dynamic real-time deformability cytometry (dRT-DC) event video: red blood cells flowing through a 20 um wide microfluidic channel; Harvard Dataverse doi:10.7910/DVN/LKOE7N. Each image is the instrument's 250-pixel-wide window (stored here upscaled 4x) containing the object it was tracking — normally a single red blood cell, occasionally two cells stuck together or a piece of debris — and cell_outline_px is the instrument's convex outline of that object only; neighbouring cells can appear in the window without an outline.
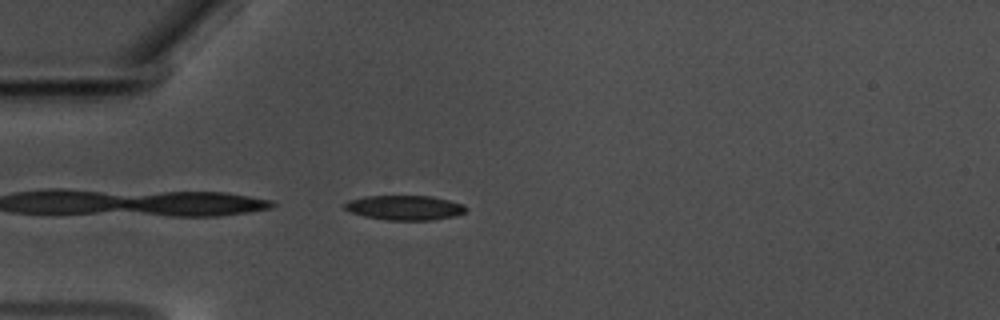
{"species": "common noctule bat (a hibernating species)", "species_latin": "Nyctalus noctula", "temperature_condition": "warm", "stored_images_in_passage": 42, "camera_frame_rate_fps": 3000, "um_per_image_px": 0.085, "animal": {"sex": "male", "body_mass_g": 17.5, "forearm_length_mm": 52.3}, "frame": {"image": 1, "passage_image": 1, "time_ms": 0.0, "image_size_px": [1000, 320], "cell_outline_px": [[468, 208], [464, 212], [456, 216], [432, 220], [388, 220], [364, 216], [352, 212], [344, 208], [344, 204], [348, 200], [364, 196], [432, 196], [464, 204]], "centroid_in_image_um": [34.42, 17.65], "position_along_channel_um": 50.6, "area_um2": 17.46}}
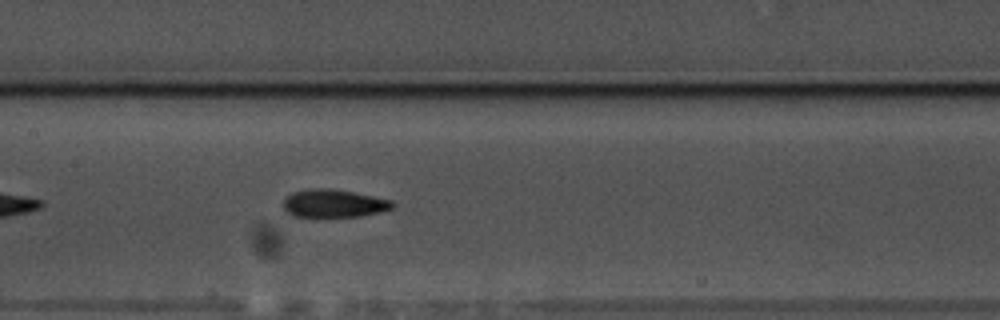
{"frame": {"image": 2, "passage_image": 13, "time_ms": 4.0, "image_size_px": [1000, 320], "cell_outline_px": [[396, 204], [392, 208], [380, 212], [360, 216], [292, 216], [284, 208], [284, 200], [292, 192], [312, 188], [328, 188], [352, 192], [392, 200]], "centroid_in_image_um": [28.39, 17.28], "position_along_channel_um": 179.0, "area_um2": 17.51}}
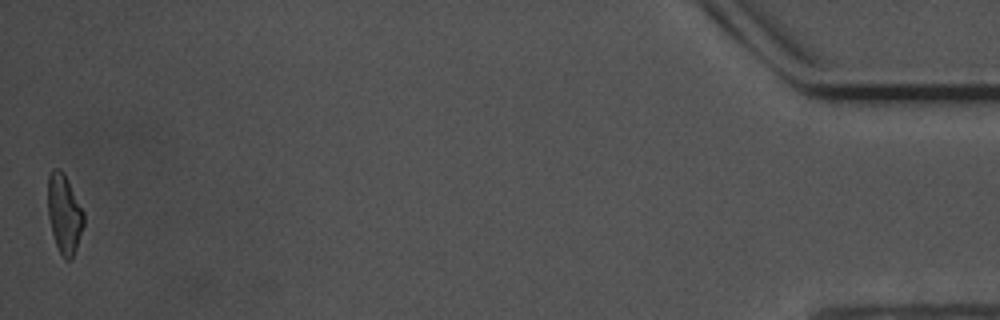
{"frame": {"image": 3, "passage_image": 42, "time_ms": 13.667, "image_size_px": [1000, 320], "cell_outline_px": [[84, 224], [72, 260], [64, 260], [56, 244], [52, 232], [48, 216], [48, 176], [52, 168], [60, 168], [64, 172], [84, 212]], "centroid_in_image_um": [5.46, 18.15], "position_along_channel_um": 429.7, "area_um2": 16.59}, "authors_computed_cell_mechanics": {"area_um2": 17.5134, "velocity_mm_per_s": 3.544, "shape_relaxation_time_tau1_ms": 4.8129, "shape_relaxation_time_tau2_ms": 3.7705, "deformation_change_tau1": 0.1492, "deformation_change_tau2": 0.1037}}